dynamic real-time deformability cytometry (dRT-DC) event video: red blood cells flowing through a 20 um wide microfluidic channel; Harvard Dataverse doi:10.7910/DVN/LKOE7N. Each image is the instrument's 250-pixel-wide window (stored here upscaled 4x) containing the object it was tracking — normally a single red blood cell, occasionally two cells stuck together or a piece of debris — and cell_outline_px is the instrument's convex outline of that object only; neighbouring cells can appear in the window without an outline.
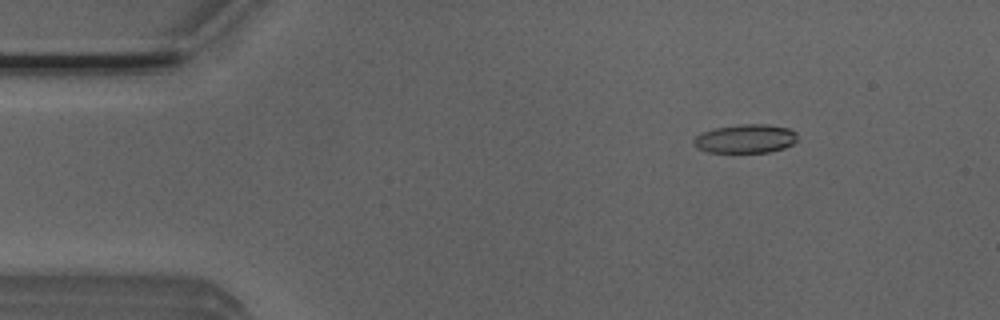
{"species": "Egyptian fruit bat (a non-hibernating species)", "species_latin": "Rousettus aegyptiacus", "temperature_condition": "room temperature", "stored_images_in_passage": 51, "camera_frame_rate_fps": 3000, "um_per_image_px": 0.085, "animal": {"sex": "male"}, "frame": {"image": 1, "passage_image": 6, "time_ms": 1.667, "image_size_px": [1000, 320], "cell_outline_px": [[796, 140], [792, 144], [784, 148], [768, 152], [708, 152], [692, 144], [692, 140], [696, 136], [712, 128], [740, 124], [768, 124], [788, 128], [796, 132]], "centroid_in_image_um": [63.36, 11.78], "position_along_channel_um": 21.6, "area_um2": 17.34}}
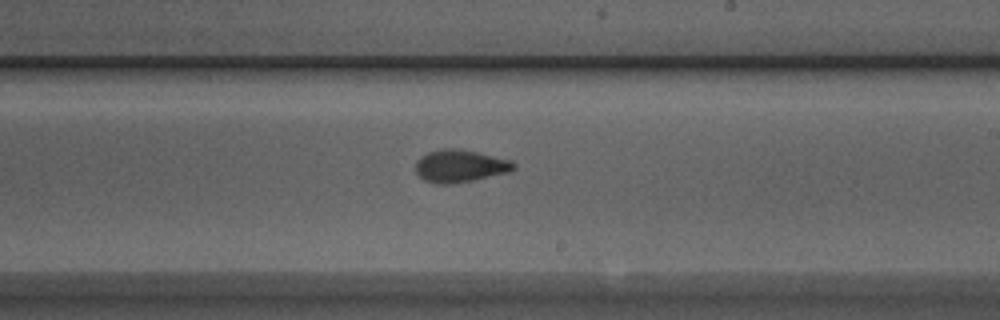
{"frame": {"image": 2, "passage_image": 29, "time_ms": 9.333, "image_size_px": [1000, 320], "cell_outline_px": [[516, 168], [508, 172], [472, 180], [448, 184], [436, 184], [424, 180], [416, 172], [416, 160], [420, 156], [428, 152], [440, 148], [460, 148], [512, 160], [516, 164]], "centroid_in_image_um": [39.09, 14.09], "position_along_channel_um": 249.9, "area_um2": 18.67}}
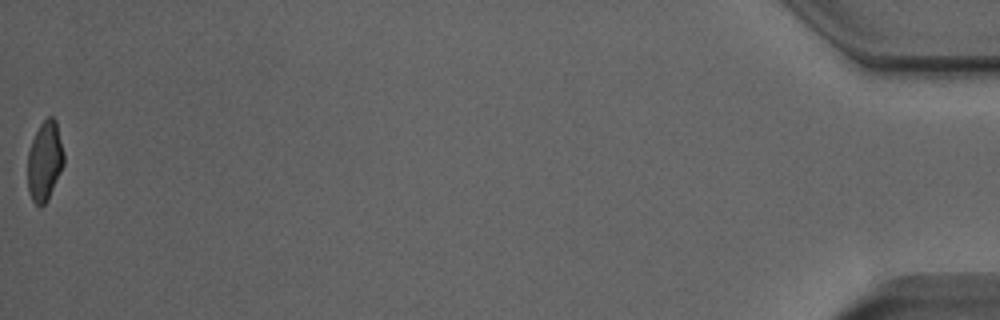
{"frame": {"image": 3, "passage_image": 51, "time_ms": 16.667, "image_size_px": [1000, 320], "cell_outline_px": [[64, 164], [48, 200], [40, 208], [32, 200], [28, 192], [28, 152], [32, 140], [40, 124], [48, 116], [52, 116], [56, 120], [64, 152]], "centroid_in_image_um": [3.81, 13.7], "position_along_channel_um": 431.4, "area_um2": 16.88}, "authors_computed_cell_mechanics": {"area_um2": 17.8602, "velocity_mm_per_s": 3.9441, "shape_relaxation_time_tau1_ms": 3.992, "shape_relaxation_time_tau2_ms": 1.3523, "deformation_change_tau1": 0.1658, "deformation_change_tau2": 0.0774}}